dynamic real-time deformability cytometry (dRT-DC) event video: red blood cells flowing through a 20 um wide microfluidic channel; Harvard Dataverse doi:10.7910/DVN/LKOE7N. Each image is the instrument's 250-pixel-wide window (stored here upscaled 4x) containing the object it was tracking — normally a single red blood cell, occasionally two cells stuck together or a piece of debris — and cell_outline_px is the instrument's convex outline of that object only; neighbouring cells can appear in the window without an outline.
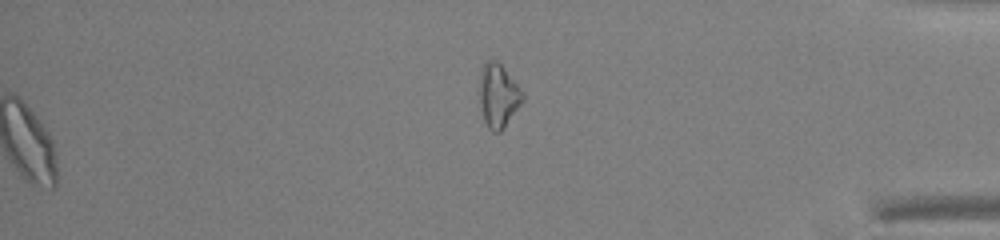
{"species": "common noctule bat (a hibernating species)", "species_latin": "Nyctalus noctula", "temperature_condition": "warm", "stored_images_in_passage": 44, "segment_of_instrument_passage": [2, 2], "camera_frame_rate_fps": 3000, "um_per_image_px": 0.085, "animal": {"sex": "male", "body_mass_g": 13.0, "forearm_length_mm": 53.1}, "frame": {"image": 1, "passage_image": 44, "time_ms": 14.333, "image_size_px": [1000, 240], "cell_outline_px": [[524, 100], [504, 128], [500, 132], [492, 132], [488, 128], [484, 120], [480, 104], [480, 72], [484, 64], [488, 60], [496, 60], [504, 68], [516, 84], [524, 96]], "centroid_in_image_um": [42.35, 8.16], "position_along_channel_um": 392.9, "area_um2": 15.72}}